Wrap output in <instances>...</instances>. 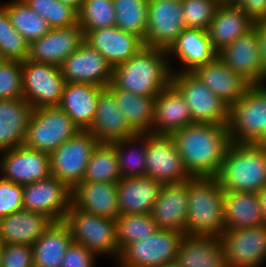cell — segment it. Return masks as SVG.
<instances>
[{"instance_id":"ba28073f","label":"cell","mask_w":266,"mask_h":267,"mask_svg":"<svg viewBox=\"0 0 266 267\" xmlns=\"http://www.w3.org/2000/svg\"><path fill=\"white\" fill-rule=\"evenodd\" d=\"M171 83L184 96L193 124L227 126L229 106L204 85L194 72L172 71Z\"/></svg>"},{"instance_id":"30bf717a","label":"cell","mask_w":266,"mask_h":267,"mask_svg":"<svg viewBox=\"0 0 266 267\" xmlns=\"http://www.w3.org/2000/svg\"><path fill=\"white\" fill-rule=\"evenodd\" d=\"M98 143L88 130L79 131L50 154L51 176L72 190L83 182L89 159Z\"/></svg>"},{"instance_id":"f546056e","label":"cell","mask_w":266,"mask_h":267,"mask_svg":"<svg viewBox=\"0 0 266 267\" xmlns=\"http://www.w3.org/2000/svg\"><path fill=\"white\" fill-rule=\"evenodd\" d=\"M52 223L43 213L22 209L0 219V237L4 244L31 246Z\"/></svg>"},{"instance_id":"83f0119b","label":"cell","mask_w":266,"mask_h":267,"mask_svg":"<svg viewBox=\"0 0 266 267\" xmlns=\"http://www.w3.org/2000/svg\"><path fill=\"white\" fill-rule=\"evenodd\" d=\"M103 89L94 84L66 82L58 106L67 113L80 130H89Z\"/></svg>"},{"instance_id":"836d02e7","label":"cell","mask_w":266,"mask_h":267,"mask_svg":"<svg viewBox=\"0 0 266 267\" xmlns=\"http://www.w3.org/2000/svg\"><path fill=\"white\" fill-rule=\"evenodd\" d=\"M73 239L69 227L62 222H53L31 245L34 267H60Z\"/></svg>"},{"instance_id":"d6a6232c","label":"cell","mask_w":266,"mask_h":267,"mask_svg":"<svg viewBox=\"0 0 266 267\" xmlns=\"http://www.w3.org/2000/svg\"><path fill=\"white\" fill-rule=\"evenodd\" d=\"M223 210L225 230L264 225L257 193L225 192Z\"/></svg>"},{"instance_id":"8992f818","label":"cell","mask_w":266,"mask_h":267,"mask_svg":"<svg viewBox=\"0 0 266 267\" xmlns=\"http://www.w3.org/2000/svg\"><path fill=\"white\" fill-rule=\"evenodd\" d=\"M79 131L80 128L59 106L37 107L33 109L23 145L51 154Z\"/></svg>"},{"instance_id":"d590c367","label":"cell","mask_w":266,"mask_h":267,"mask_svg":"<svg viewBox=\"0 0 266 267\" xmlns=\"http://www.w3.org/2000/svg\"><path fill=\"white\" fill-rule=\"evenodd\" d=\"M111 143L117 151L121 178L146 176V134H135Z\"/></svg>"},{"instance_id":"ffe728a7","label":"cell","mask_w":266,"mask_h":267,"mask_svg":"<svg viewBox=\"0 0 266 267\" xmlns=\"http://www.w3.org/2000/svg\"><path fill=\"white\" fill-rule=\"evenodd\" d=\"M84 42L98 51L113 68L128 61L145 46L139 36L116 26L89 31Z\"/></svg>"},{"instance_id":"603a6c76","label":"cell","mask_w":266,"mask_h":267,"mask_svg":"<svg viewBox=\"0 0 266 267\" xmlns=\"http://www.w3.org/2000/svg\"><path fill=\"white\" fill-rule=\"evenodd\" d=\"M71 204L78 210L116 219L119 216L117 183L80 182L72 189Z\"/></svg>"},{"instance_id":"816d5d0a","label":"cell","mask_w":266,"mask_h":267,"mask_svg":"<svg viewBox=\"0 0 266 267\" xmlns=\"http://www.w3.org/2000/svg\"><path fill=\"white\" fill-rule=\"evenodd\" d=\"M257 195L259 197L260 205L262 208L263 224L266 226V186L260 189L257 192Z\"/></svg>"},{"instance_id":"4dcf8cb0","label":"cell","mask_w":266,"mask_h":267,"mask_svg":"<svg viewBox=\"0 0 266 267\" xmlns=\"http://www.w3.org/2000/svg\"><path fill=\"white\" fill-rule=\"evenodd\" d=\"M176 261L182 267H228L219 237L185 235Z\"/></svg>"},{"instance_id":"7dc6e473","label":"cell","mask_w":266,"mask_h":267,"mask_svg":"<svg viewBox=\"0 0 266 267\" xmlns=\"http://www.w3.org/2000/svg\"><path fill=\"white\" fill-rule=\"evenodd\" d=\"M0 267H34L32 247L27 244H5Z\"/></svg>"},{"instance_id":"f5cc1de1","label":"cell","mask_w":266,"mask_h":267,"mask_svg":"<svg viewBox=\"0 0 266 267\" xmlns=\"http://www.w3.org/2000/svg\"><path fill=\"white\" fill-rule=\"evenodd\" d=\"M59 1L65 5H69L70 7L74 8L77 12H79L84 0H59Z\"/></svg>"},{"instance_id":"7c38bea8","label":"cell","mask_w":266,"mask_h":267,"mask_svg":"<svg viewBox=\"0 0 266 267\" xmlns=\"http://www.w3.org/2000/svg\"><path fill=\"white\" fill-rule=\"evenodd\" d=\"M146 176L162 184L181 183L191 178L172 135L146 133Z\"/></svg>"},{"instance_id":"7a4b0ae2","label":"cell","mask_w":266,"mask_h":267,"mask_svg":"<svg viewBox=\"0 0 266 267\" xmlns=\"http://www.w3.org/2000/svg\"><path fill=\"white\" fill-rule=\"evenodd\" d=\"M167 55L164 49L142 47L128 61L113 68L111 84L132 94L156 97L171 83L173 68Z\"/></svg>"},{"instance_id":"d6986e66","label":"cell","mask_w":266,"mask_h":267,"mask_svg":"<svg viewBox=\"0 0 266 267\" xmlns=\"http://www.w3.org/2000/svg\"><path fill=\"white\" fill-rule=\"evenodd\" d=\"M217 56L250 85H261V59L255 27L223 48Z\"/></svg>"},{"instance_id":"60d3db41","label":"cell","mask_w":266,"mask_h":267,"mask_svg":"<svg viewBox=\"0 0 266 267\" xmlns=\"http://www.w3.org/2000/svg\"><path fill=\"white\" fill-rule=\"evenodd\" d=\"M78 24L84 35L92 30L116 26L113 0H84L78 12Z\"/></svg>"},{"instance_id":"1f68e13d","label":"cell","mask_w":266,"mask_h":267,"mask_svg":"<svg viewBox=\"0 0 266 267\" xmlns=\"http://www.w3.org/2000/svg\"><path fill=\"white\" fill-rule=\"evenodd\" d=\"M168 56H175L184 65L180 72H193L198 66L211 62L217 57L207 31L185 29L177 41L167 51Z\"/></svg>"},{"instance_id":"ac0fdd59","label":"cell","mask_w":266,"mask_h":267,"mask_svg":"<svg viewBox=\"0 0 266 267\" xmlns=\"http://www.w3.org/2000/svg\"><path fill=\"white\" fill-rule=\"evenodd\" d=\"M84 41L85 35L79 24L68 28H52L29 44L28 60L60 66Z\"/></svg>"},{"instance_id":"c3c4849f","label":"cell","mask_w":266,"mask_h":267,"mask_svg":"<svg viewBox=\"0 0 266 267\" xmlns=\"http://www.w3.org/2000/svg\"><path fill=\"white\" fill-rule=\"evenodd\" d=\"M96 255L83 245L72 243L66 251L60 267H94Z\"/></svg>"},{"instance_id":"8d00e7d4","label":"cell","mask_w":266,"mask_h":267,"mask_svg":"<svg viewBox=\"0 0 266 267\" xmlns=\"http://www.w3.org/2000/svg\"><path fill=\"white\" fill-rule=\"evenodd\" d=\"M120 179L118 156L114 145L99 142L89 159L83 182L117 183Z\"/></svg>"},{"instance_id":"f907efd6","label":"cell","mask_w":266,"mask_h":267,"mask_svg":"<svg viewBox=\"0 0 266 267\" xmlns=\"http://www.w3.org/2000/svg\"><path fill=\"white\" fill-rule=\"evenodd\" d=\"M258 32L261 59V84L266 81V20L254 23Z\"/></svg>"},{"instance_id":"7bdbcfd3","label":"cell","mask_w":266,"mask_h":267,"mask_svg":"<svg viewBox=\"0 0 266 267\" xmlns=\"http://www.w3.org/2000/svg\"><path fill=\"white\" fill-rule=\"evenodd\" d=\"M42 16L52 28H68L78 24V12L59 0H22Z\"/></svg>"},{"instance_id":"f6af8a7d","label":"cell","mask_w":266,"mask_h":267,"mask_svg":"<svg viewBox=\"0 0 266 267\" xmlns=\"http://www.w3.org/2000/svg\"><path fill=\"white\" fill-rule=\"evenodd\" d=\"M18 98H23L21 62L0 60V99Z\"/></svg>"},{"instance_id":"bcb514c9","label":"cell","mask_w":266,"mask_h":267,"mask_svg":"<svg viewBox=\"0 0 266 267\" xmlns=\"http://www.w3.org/2000/svg\"><path fill=\"white\" fill-rule=\"evenodd\" d=\"M23 209V186L0 177V219Z\"/></svg>"},{"instance_id":"9c48e42d","label":"cell","mask_w":266,"mask_h":267,"mask_svg":"<svg viewBox=\"0 0 266 267\" xmlns=\"http://www.w3.org/2000/svg\"><path fill=\"white\" fill-rule=\"evenodd\" d=\"M184 233L159 229L155 234L126 245L119 256V267H161L176 261Z\"/></svg>"},{"instance_id":"5bb4252c","label":"cell","mask_w":266,"mask_h":267,"mask_svg":"<svg viewBox=\"0 0 266 267\" xmlns=\"http://www.w3.org/2000/svg\"><path fill=\"white\" fill-rule=\"evenodd\" d=\"M144 45L169 50L186 29L181 0H149Z\"/></svg>"},{"instance_id":"f1b7e54d","label":"cell","mask_w":266,"mask_h":267,"mask_svg":"<svg viewBox=\"0 0 266 267\" xmlns=\"http://www.w3.org/2000/svg\"><path fill=\"white\" fill-rule=\"evenodd\" d=\"M33 109L23 98L0 99V152L23 145Z\"/></svg>"},{"instance_id":"11a10c76","label":"cell","mask_w":266,"mask_h":267,"mask_svg":"<svg viewBox=\"0 0 266 267\" xmlns=\"http://www.w3.org/2000/svg\"><path fill=\"white\" fill-rule=\"evenodd\" d=\"M4 245L5 244L2 242L1 237H0V259H1V254H2V251H3Z\"/></svg>"},{"instance_id":"e575fe53","label":"cell","mask_w":266,"mask_h":267,"mask_svg":"<svg viewBox=\"0 0 266 267\" xmlns=\"http://www.w3.org/2000/svg\"><path fill=\"white\" fill-rule=\"evenodd\" d=\"M107 88L113 93L117 108L125 115L130 128L136 134L151 133L156 97L132 94L115 88L111 83Z\"/></svg>"},{"instance_id":"4316f807","label":"cell","mask_w":266,"mask_h":267,"mask_svg":"<svg viewBox=\"0 0 266 267\" xmlns=\"http://www.w3.org/2000/svg\"><path fill=\"white\" fill-rule=\"evenodd\" d=\"M88 131L99 142L107 143L136 134L130 128L125 115L117 108L113 93L107 87L100 93L96 115Z\"/></svg>"},{"instance_id":"cb8c5ba5","label":"cell","mask_w":266,"mask_h":267,"mask_svg":"<svg viewBox=\"0 0 266 267\" xmlns=\"http://www.w3.org/2000/svg\"><path fill=\"white\" fill-rule=\"evenodd\" d=\"M217 97L229 107L235 104L250 84L228 67L218 56L193 71Z\"/></svg>"},{"instance_id":"6da1fadb","label":"cell","mask_w":266,"mask_h":267,"mask_svg":"<svg viewBox=\"0 0 266 267\" xmlns=\"http://www.w3.org/2000/svg\"><path fill=\"white\" fill-rule=\"evenodd\" d=\"M191 177H216L232 143L228 126L194 123L172 134Z\"/></svg>"},{"instance_id":"74e56055","label":"cell","mask_w":266,"mask_h":267,"mask_svg":"<svg viewBox=\"0 0 266 267\" xmlns=\"http://www.w3.org/2000/svg\"><path fill=\"white\" fill-rule=\"evenodd\" d=\"M8 12L12 26L30 44L51 30L48 22L22 0L1 4Z\"/></svg>"},{"instance_id":"52a82bcc","label":"cell","mask_w":266,"mask_h":267,"mask_svg":"<svg viewBox=\"0 0 266 267\" xmlns=\"http://www.w3.org/2000/svg\"><path fill=\"white\" fill-rule=\"evenodd\" d=\"M70 229L74 243L83 245L93 254H112L118 259L116 220L76 209L72 204L63 221Z\"/></svg>"},{"instance_id":"b9f144b4","label":"cell","mask_w":266,"mask_h":267,"mask_svg":"<svg viewBox=\"0 0 266 267\" xmlns=\"http://www.w3.org/2000/svg\"><path fill=\"white\" fill-rule=\"evenodd\" d=\"M29 43L12 26L7 10L0 5V60L24 62Z\"/></svg>"},{"instance_id":"7402d4cb","label":"cell","mask_w":266,"mask_h":267,"mask_svg":"<svg viewBox=\"0 0 266 267\" xmlns=\"http://www.w3.org/2000/svg\"><path fill=\"white\" fill-rule=\"evenodd\" d=\"M191 124L193 119L184 96L170 83L155 98L151 133L172 135Z\"/></svg>"},{"instance_id":"484cf974","label":"cell","mask_w":266,"mask_h":267,"mask_svg":"<svg viewBox=\"0 0 266 267\" xmlns=\"http://www.w3.org/2000/svg\"><path fill=\"white\" fill-rule=\"evenodd\" d=\"M162 185L150 176L121 178L117 182L119 215L149 214Z\"/></svg>"},{"instance_id":"4fadbf2b","label":"cell","mask_w":266,"mask_h":267,"mask_svg":"<svg viewBox=\"0 0 266 267\" xmlns=\"http://www.w3.org/2000/svg\"><path fill=\"white\" fill-rule=\"evenodd\" d=\"M72 190L54 176L23 186V209L62 222L71 206Z\"/></svg>"},{"instance_id":"2e32d148","label":"cell","mask_w":266,"mask_h":267,"mask_svg":"<svg viewBox=\"0 0 266 267\" xmlns=\"http://www.w3.org/2000/svg\"><path fill=\"white\" fill-rule=\"evenodd\" d=\"M0 172L4 179L19 185L51 176L50 154L24 145L0 152Z\"/></svg>"},{"instance_id":"e0dca14e","label":"cell","mask_w":266,"mask_h":267,"mask_svg":"<svg viewBox=\"0 0 266 267\" xmlns=\"http://www.w3.org/2000/svg\"><path fill=\"white\" fill-rule=\"evenodd\" d=\"M59 67L65 81L69 83L94 84L106 88L112 81L113 67L85 42Z\"/></svg>"},{"instance_id":"277c9868","label":"cell","mask_w":266,"mask_h":267,"mask_svg":"<svg viewBox=\"0 0 266 267\" xmlns=\"http://www.w3.org/2000/svg\"><path fill=\"white\" fill-rule=\"evenodd\" d=\"M216 178L225 192L257 193L266 186V144L231 143Z\"/></svg>"},{"instance_id":"5b68a950","label":"cell","mask_w":266,"mask_h":267,"mask_svg":"<svg viewBox=\"0 0 266 267\" xmlns=\"http://www.w3.org/2000/svg\"><path fill=\"white\" fill-rule=\"evenodd\" d=\"M250 85L229 107L228 131L232 143L266 144V86Z\"/></svg>"},{"instance_id":"44dd1931","label":"cell","mask_w":266,"mask_h":267,"mask_svg":"<svg viewBox=\"0 0 266 267\" xmlns=\"http://www.w3.org/2000/svg\"><path fill=\"white\" fill-rule=\"evenodd\" d=\"M189 180L163 184L150 212L160 229H171L185 234L188 211Z\"/></svg>"},{"instance_id":"d4e9b609","label":"cell","mask_w":266,"mask_h":267,"mask_svg":"<svg viewBox=\"0 0 266 267\" xmlns=\"http://www.w3.org/2000/svg\"><path fill=\"white\" fill-rule=\"evenodd\" d=\"M254 23L230 0H223L206 31L212 47L218 53L250 31Z\"/></svg>"},{"instance_id":"681fc988","label":"cell","mask_w":266,"mask_h":267,"mask_svg":"<svg viewBox=\"0 0 266 267\" xmlns=\"http://www.w3.org/2000/svg\"><path fill=\"white\" fill-rule=\"evenodd\" d=\"M253 22L266 20V0H230Z\"/></svg>"},{"instance_id":"ee69618b","label":"cell","mask_w":266,"mask_h":267,"mask_svg":"<svg viewBox=\"0 0 266 267\" xmlns=\"http://www.w3.org/2000/svg\"><path fill=\"white\" fill-rule=\"evenodd\" d=\"M223 0H181L183 21L187 29L206 31Z\"/></svg>"},{"instance_id":"db71d44e","label":"cell","mask_w":266,"mask_h":267,"mask_svg":"<svg viewBox=\"0 0 266 267\" xmlns=\"http://www.w3.org/2000/svg\"><path fill=\"white\" fill-rule=\"evenodd\" d=\"M161 267H182L177 261L169 262Z\"/></svg>"},{"instance_id":"8fae6325","label":"cell","mask_w":266,"mask_h":267,"mask_svg":"<svg viewBox=\"0 0 266 267\" xmlns=\"http://www.w3.org/2000/svg\"><path fill=\"white\" fill-rule=\"evenodd\" d=\"M21 65L23 99L33 108L58 106L66 83L60 67L28 59L21 62Z\"/></svg>"},{"instance_id":"3957f363","label":"cell","mask_w":266,"mask_h":267,"mask_svg":"<svg viewBox=\"0 0 266 267\" xmlns=\"http://www.w3.org/2000/svg\"><path fill=\"white\" fill-rule=\"evenodd\" d=\"M224 193L216 177L189 179L185 235L219 237L225 231Z\"/></svg>"},{"instance_id":"f35d334b","label":"cell","mask_w":266,"mask_h":267,"mask_svg":"<svg viewBox=\"0 0 266 267\" xmlns=\"http://www.w3.org/2000/svg\"><path fill=\"white\" fill-rule=\"evenodd\" d=\"M149 0H113L116 27L139 36L143 41L148 26Z\"/></svg>"},{"instance_id":"9a60e30c","label":"cell","mask_w":266,"mask_h":267,"mask_svg":"<svg viewBox=\"0 0 266 267\" xmlns=\"http://www.w3.org/2000/svg\"><path fill=\"white\" fill-rule=\"evenodd\" d=\"M228 267H259L266 260V226L225 230L220 236Z\"/></svg>"},{"instance_id":"ab89813d","label":"cell","mask_w":266,"mask_h":267,"mask_svg":"<svg viewBox=\"0 0 266 267\" xmlns=\"http://www.w3.org/2000/svg\"><path fill=\"white\" fill-rule=\"evenodd\" d=\"M115 220L120 251L126 245L151 236L160 229L150 213L119 215Z\"/></svg>"}]
</instances>
